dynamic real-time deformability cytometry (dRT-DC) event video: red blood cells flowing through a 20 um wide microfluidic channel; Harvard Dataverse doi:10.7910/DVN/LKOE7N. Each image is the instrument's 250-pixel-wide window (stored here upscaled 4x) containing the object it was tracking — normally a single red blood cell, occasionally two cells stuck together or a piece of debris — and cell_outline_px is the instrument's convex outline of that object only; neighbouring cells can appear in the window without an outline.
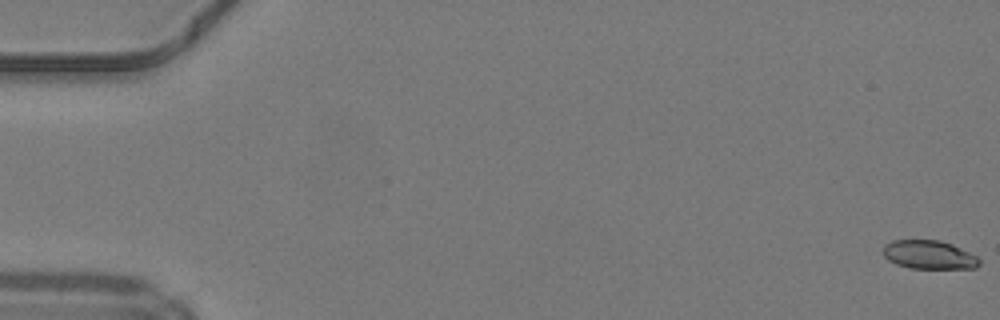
{"species": "common noctule bat (a hibernating species)", "species_latin": "Nyctalus noctula", "temperature_condition": "warm", "stored_images_in_passage": 50, "camera_frame_rate_fps": 3000, "um_per_image_px": 0.085, "animal": {"sex": "male", "body_mass_g": 19.2, "forearm_length_mm": 51.8}, "frame": {"image": 1, "passage_image": 1, "time_ms": 0.0, "image_size_px": [1000, 320], "cell_outline_px": [[980, 264], [976, 268], [912, 268], [896, 264], [888, 260], [884, 256], [884, 244], [892, 240], [940, 240], [952, 244], [976, 256], [980, 260]], "centroid_in_image_um": [78.96, 21.65], "position_along_channel_um": 6.0, "area_um2": 15.95}}
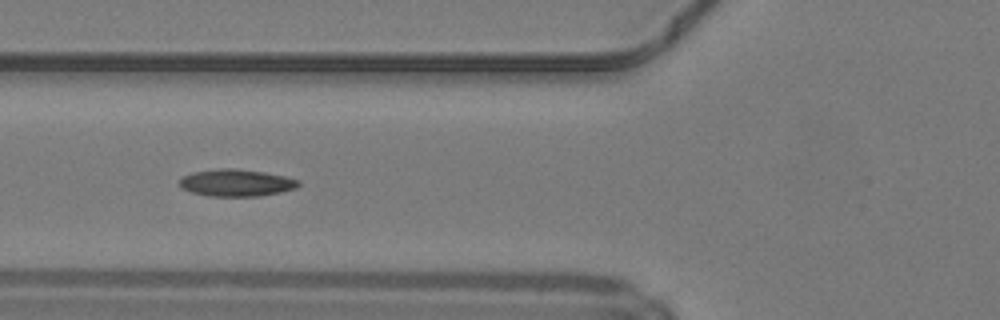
{"frame": {"image": 2, "passage_image": 20, "time_ms": 6.333, "image_size_px": [1000, 320], "cell_outline_px": [[300, 184], [296, 188], [280, 192], [260, 196], [208, 196], [192, 192], [180, 188], [180, 180], [184, 176], [192, 172], [220, 168], [236, 168], [264, 172], [284, 176], [300, 180]], "centroid_in_image_um": [20.09, 15.53], "position_along_channel_um": 105.7, "area_um2": 18.79}}
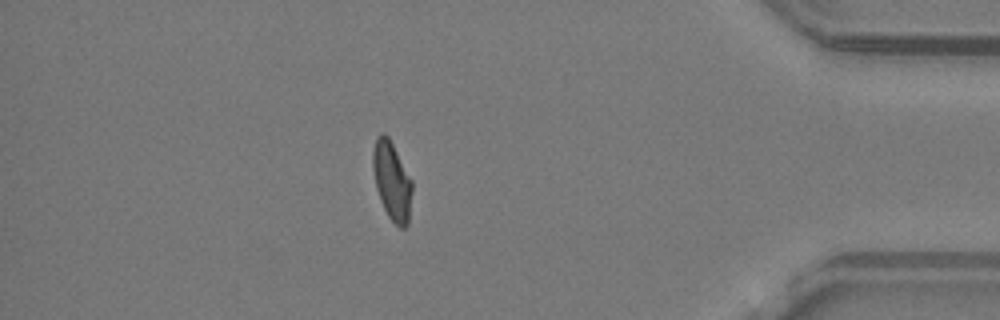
{"frame": {"image": 3, "passage_image": 44, "time_ms": 14.333, "image_size_px": [1000, 320], "cell_outline_px": [[412, 192], [408, 224], [404, 228], [400, 228], [388, 216], [380, 200], [376, 188], [372, 168], [372, 152], [376, 136], [380, 132], [384, 132], [388, 136], [412, 180]], "centroid_in_image_um": [33.29, 15.35], "position_along_channel_um": 401.9, "area_um2": 18.03}, "authors_computed_cell_mechanics": {"area_um2": 17.8891, "velocity_mm_per_s": 4.2082, "shape_relaxation_time_tau1_ms": null, "shape_relaxation_time_tau2_ms": 2.5637, "deformation_change_tau1": null, "deformation_change_tau2": 0.0865}}